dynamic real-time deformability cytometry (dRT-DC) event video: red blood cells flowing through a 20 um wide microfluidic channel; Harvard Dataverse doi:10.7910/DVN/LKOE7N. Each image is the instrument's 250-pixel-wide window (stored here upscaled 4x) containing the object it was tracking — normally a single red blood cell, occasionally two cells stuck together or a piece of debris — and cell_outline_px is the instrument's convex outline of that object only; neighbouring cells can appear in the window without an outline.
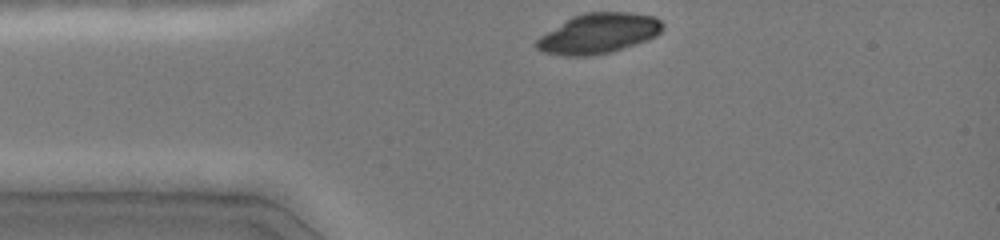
{"species": "common noctule bat (a hibernating species)", "species_latin": "Nyctalus noctula", "temperature_condition": "cold", "stored_images_in_passage": 32, "camera_frame_rate_fps": 3000, "um_per_image_px": 0.085, "animal": {"sex": "female", "body_mass_g": 19.0, "forearm_length_mm": 51.5}, "frame": {"image": 1, "passage_image": 1, "time_ms": 0.0, "image_size_px": [1000, 240], "cell_outline_px": [[664, 28], [656, 36], [648, 40], [612, 52], [592, 56], [564, 56], [540, 52], [536, 48], [536, 40], [540, 36], [572, 16], [584, 12], [628, 12], [652, 16], [660, 20], [664, 24]], "centroid_in_image_um": [50.87, 2.85], "position_along_channel_um": 34.1, "area_um2": 29.71}}
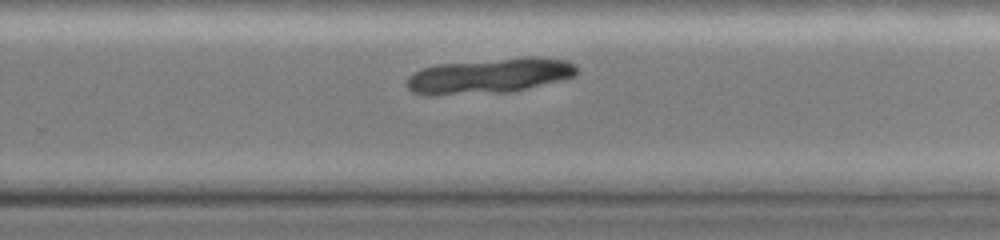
{"frame": {"image": 2, "passage_image": 22, "time_ms": 7.0, "image_size_px": [1000, 240], "cell_outline_px": [[576, 72], [572, 76], [560, 80], [508, 92], [428, 96], [424, 96], [412, 92], [408, 88], [408, 76], [412, 72], [436, 64], [528, 56], [532, 56], [568, 60], [576, 68]], "centroid_in_image_um": [41.52, 6.44], "position_along_channel_um": 288.3, "area_um2": 34.85}}
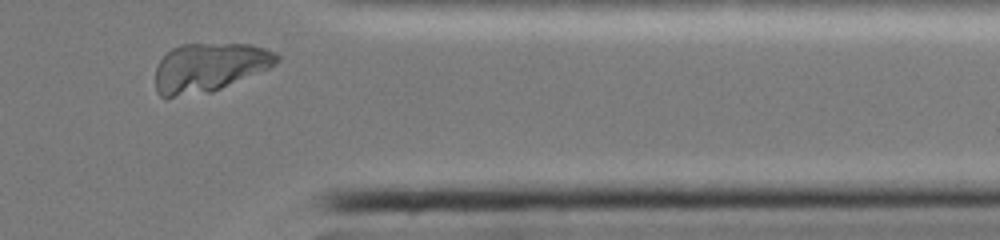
{"frame": {"image": 3, "passage_image": 30, "time_ms": 9.667, "image_size_px": [1000, 240], "cell_outline_px": [[280, 60], [276, 64], [268, 68], [212, 92], [172, 96], [160, 96], [156, 92], [156, 68], [160, 60], [172, 48], [180, 44], [252, 44], [276, 52], [280, 56]], "centroid_in_image_um": [17.8, 5.71], "position_along_channel_um": 393.6, "area_um2": 34.22}}